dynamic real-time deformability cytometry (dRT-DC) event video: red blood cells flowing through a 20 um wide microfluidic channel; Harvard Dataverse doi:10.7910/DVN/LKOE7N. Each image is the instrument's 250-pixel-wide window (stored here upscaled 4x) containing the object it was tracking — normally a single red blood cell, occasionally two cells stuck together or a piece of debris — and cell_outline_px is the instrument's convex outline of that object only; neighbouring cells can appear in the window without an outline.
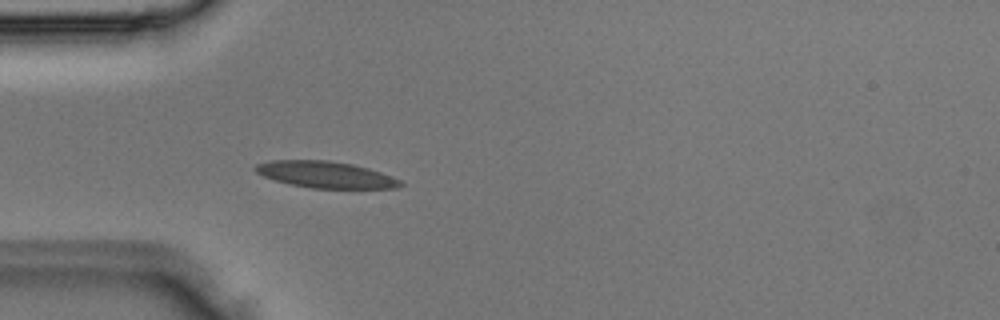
{"species": "Egyptian fruit bat (a non-hibernating species)", "species_latin": "Rousettus aegyptiacus", "temperature_condition": "room temperature", "stored_images_in_passage": 4, "camera_frame_rate_fps": 3000, "um_per_image_px": 0.085, "animal": {"sex": "male"}, "frame": {"image": 1, "passage_image": 4, "time_ms": 1.0, "image_size_px": [1000, 320], "cell_outline_px": [[404, 184], [396, 188], [312, 188], [292, 184], [276, 180], [264, 176], [256, 172], [252, 168], [256, 164], [272, 160], [328, 160], [352, 164], [368, 168], [380, 172], [400, 180]], "centroid_in_image_um": [27.66, 14.83], "position_along_channel_um": 57.3, "area_um2": 22.2}}